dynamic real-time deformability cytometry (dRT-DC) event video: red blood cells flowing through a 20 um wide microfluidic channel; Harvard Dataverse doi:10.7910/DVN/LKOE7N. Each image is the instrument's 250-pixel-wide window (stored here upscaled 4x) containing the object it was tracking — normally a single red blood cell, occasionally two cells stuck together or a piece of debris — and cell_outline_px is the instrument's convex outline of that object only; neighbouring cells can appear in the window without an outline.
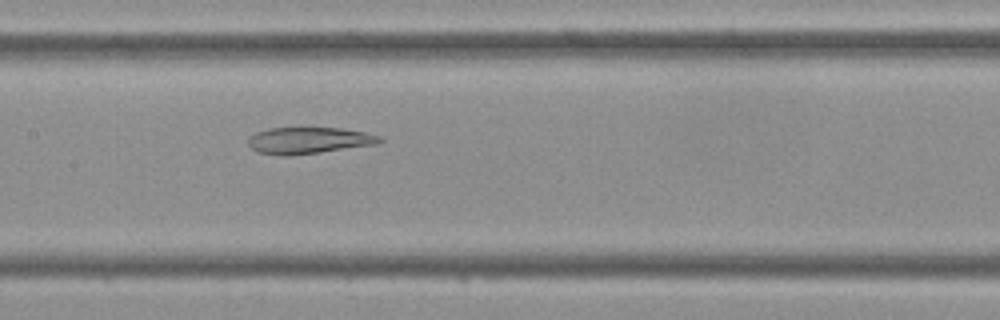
{"species": "Egyptian fruit bat (a non-hibernating species)", "species_latin": "Rousettus aegyptiacus", "temperature_condition": "cold", "stored_images_in_passage": 44, "camera_frame_rate_fps": 3000, "um_per_image_px": 0.085, "frame": {"image": 1, "passage_image": 21, "time_ms": 6.667, "image_size_px": [1000, 320], "cell_outline_px": [[384, 140], [380, 144], [320, 152], [288, 156], [284, 156], [256, 152], [248, 144], [248, 136], [256, 132], [268, 128], [340, 128], [364, 132], [380, 136]], "centroid_in_image_um": [26.24, 11.94], "position_along_channel_um": 181.2, "area_um2": 20.46}}
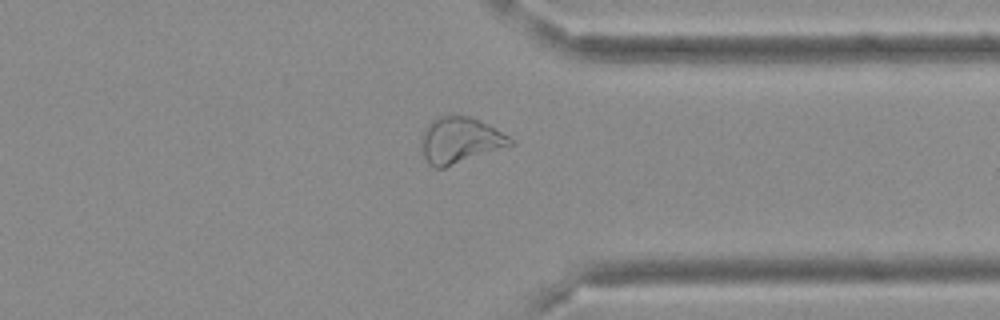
{"frame": {"image": 2, "passage_image": 34, "time_ms": 11.0, "image_size_px": [1000, 320], "cell_outline_px": [[516, 144], [444, 168], [432, 168], [428, 164], [424, 156], [420, 144], [424, 128], [432, 120], [440, 116], [468, 116], [488, 124], [516, 140]], "centroid_in_image_um": [39.11, 11.94], "position_along_channel_um": 372.3, "area_um2": 24.04}}
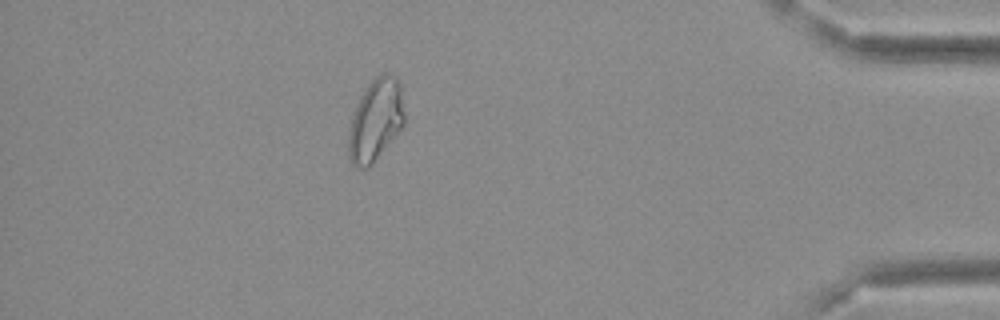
{"frame": {"image": 3, "passage_image": 39, "time_ms": 12.667, "image_size_px": [1000, 320], "cell_outline_px": [[404, 124], [372, 164], [368, 168], [356, 168], [352, 164], [348, 156], [348, 132], [352, 116], [360, 96], [368, 84], [376, 76], [384, 72], [388, 72], [396, 76], [400, 84], [404, 112]], "centroid_in_image_um": [31.91, 10.2], "position_along_channel_um": 403.3, "area_um2": 26.76}}